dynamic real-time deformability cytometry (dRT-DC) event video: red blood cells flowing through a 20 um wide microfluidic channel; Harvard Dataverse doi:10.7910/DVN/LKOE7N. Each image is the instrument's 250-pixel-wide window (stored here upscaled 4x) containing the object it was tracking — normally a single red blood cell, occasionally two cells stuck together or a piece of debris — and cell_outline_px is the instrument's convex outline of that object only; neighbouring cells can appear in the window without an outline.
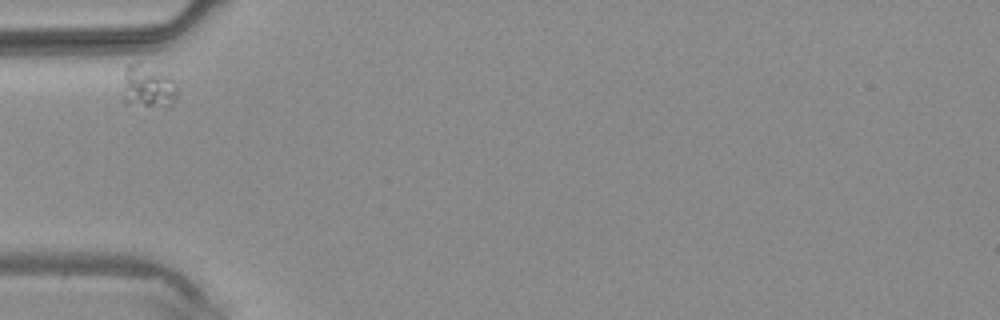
{"species": "common noctule bat (a hibernating species)", "species_latin": "Nyctalus noctula", "temperature_condition": "warm", "stored_images_in_passage": 1, "camera_frame_rate_fps": 3000, "um_per_image_px": 0.085, "animal": {"sex": "male", "body_mass_g": 20.4}, "frame": {"image": 1, "passage_image": 1, "time_ms": 0.0, "image_size_px": [1000, 320], "cell_outline_px": [[176, 100], [168, 108], [124, 104], [124, 72], [128, 64], [140, 60], [172, 76], [176, 80]], "centroid_in_image_um": [12.61, 7.33], "position_along_channel_um": 72.4, "area_um2": 14.39}}